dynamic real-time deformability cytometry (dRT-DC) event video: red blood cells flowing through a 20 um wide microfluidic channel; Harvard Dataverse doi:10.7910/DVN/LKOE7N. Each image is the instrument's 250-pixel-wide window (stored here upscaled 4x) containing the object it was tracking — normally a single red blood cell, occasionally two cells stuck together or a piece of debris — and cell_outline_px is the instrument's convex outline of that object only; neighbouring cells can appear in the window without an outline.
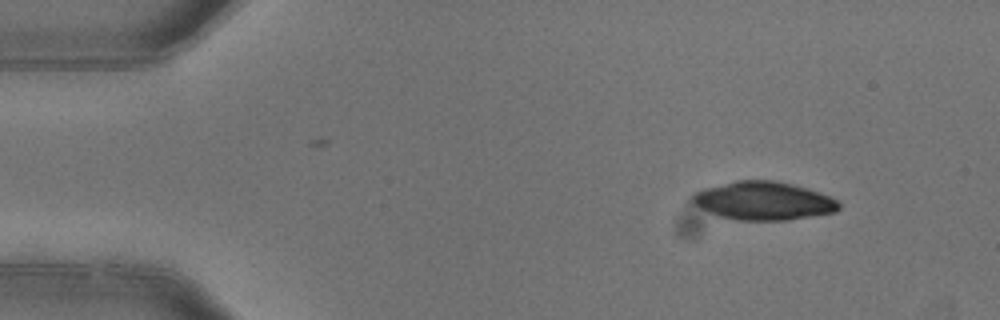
{"species": "common noctule bat (a hibernating species)", "species_latin": "Nyctalus noctula", "temperature_condition": "warm", "stored_images_in_passage": 4, "camera_frame_rate_fps": 3000, "um_per_image_px": 0.085, "animal": {"sex": "female"}, "frame": {"image": 1, "passage_image": 1, "time_ms": 0.0, "image_size_px": [1000, 320], "cell_outline_px": [[840, 208], [836, 212], [788, 220], [736, 220], [720, 216], [700, 208], [692, 200], [692, 192], [704, 188], [736, 180], [776, 180], [808, 188], [828, 196], [836, 200], [840, 204]], "centroid_in_image_um": [64.89, 17.06], "position_along_channel_um": 20.1, "area_um2": 32.66}}